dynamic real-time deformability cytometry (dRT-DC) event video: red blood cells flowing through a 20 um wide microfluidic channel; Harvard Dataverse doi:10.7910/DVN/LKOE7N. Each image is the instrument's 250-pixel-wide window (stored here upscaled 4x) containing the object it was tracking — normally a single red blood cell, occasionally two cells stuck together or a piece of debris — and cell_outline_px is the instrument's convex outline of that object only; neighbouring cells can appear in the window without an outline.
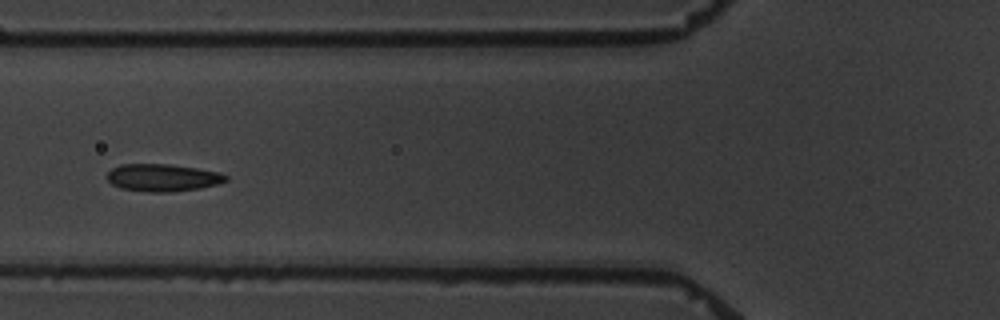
{"species": "common noctule bat (a hibernating species)", "species_latin": "Nyctalus noctula", "temperature_condition": "warm", "stored_images_in_passage": 7, "camera_frame_rate_fps": 3000, "um_per_image_px": 0.085, "animal": {"sex": "male", "body_mass_g": 19.5, "forearm_length_mm": 54.6}, "frame": {"image": 1, "passage_image": 6, "time_ms": 5.667, "image_size_px": [1000, 320], "cell_outline_px": [[228, 180], [216, 184], [200, 188], [172, 192], [148, 192], [120, 188], [112, 184], [108, 180], [108, 172], [112, 168], [120, 164], [168, 164], [196, 168], [220, 172], [228, 176]], "centroid_in_image_um": [13.83, 15.1], "position_along_channel_um": 112.0, "area_um2": 18.96}}
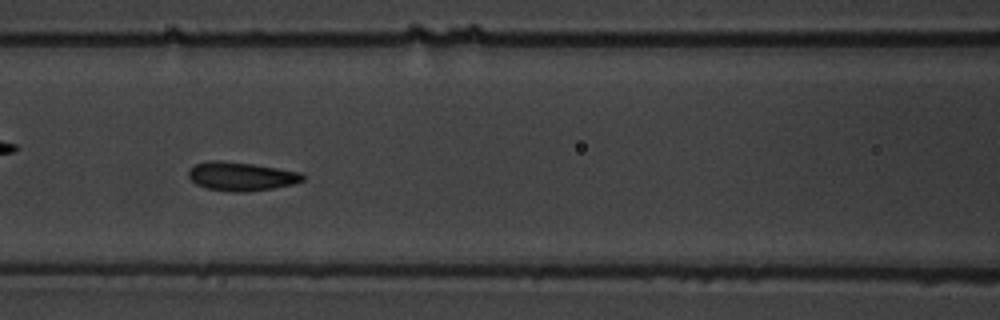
{"frame": {"image": 2, "passage_image": 7, "time_ms": 6.667, "image_size_px": [1000, 320], "cell_outline_px": [[304, 180], [292, 184], [272, 188], [244, 192], [236, 192], [204, 188], [196, 184], [188, 176], [188, 168], [196, 164], [208, 160], [220, 160], [252, 164], [300, 172], [304, 176]], "centroid_in_image_um": [20.45, 14.98], "position_along_channel_um": 146.2, "area_um2": 19.02}}